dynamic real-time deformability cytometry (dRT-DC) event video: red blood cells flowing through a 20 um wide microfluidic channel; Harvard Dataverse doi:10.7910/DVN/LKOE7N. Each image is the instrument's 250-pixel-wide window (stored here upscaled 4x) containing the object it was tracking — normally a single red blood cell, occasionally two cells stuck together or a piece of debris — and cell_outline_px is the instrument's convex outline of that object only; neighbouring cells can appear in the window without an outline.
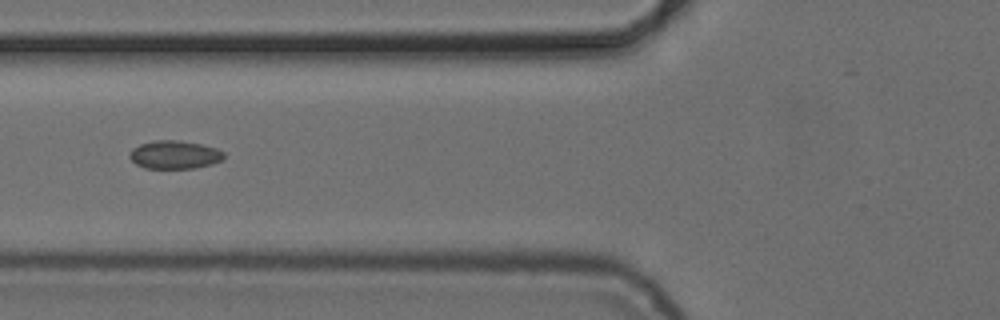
{"species": "common noctule bat (a hibernating species)", "species_latin": "Nyctalus noctula", "temperature_condition": "cold", "stored_images_in_passage": 10, "camera_frame_rate_fps": 3000, "um_per_image_px": 0.085, "animal": {"sex": "female", "body_mass_g": 24.6, "forearm_length_mm": 56.2}, "frame": {"image": 1, "passage_image": 6, "time_ms": 6.0, "image_size_px": [1000, 320], "cell_outline_px": [[224, 156], [220, 160], [212, 164], [192, 168], [144, 168], [136, 164], [128, 156], [128, 152], [132, 148], [140, 144], [152, 140], [176, 140], [200, 144], [216, 148], [224, 152]], "centroid_in_image_um": [14.78, 13.14], "position_along_channel_um": 111.0, "area_um2": 15.49}}
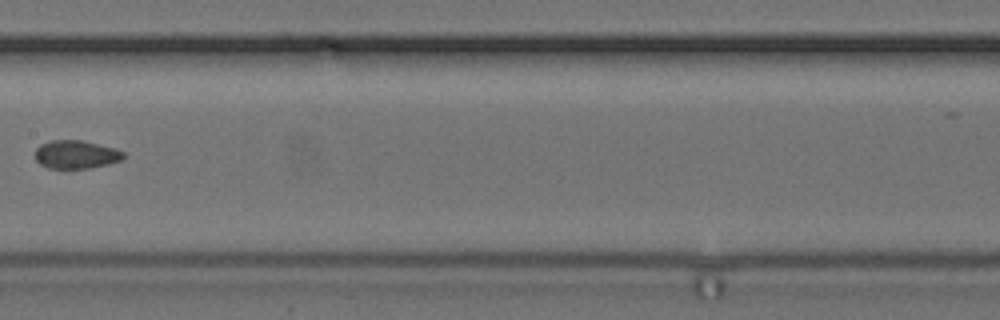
{"frame": {"image": 2, "passage_image": 8, "time_ms": 8.333, "image_size_px": [1000, 320], "cell_outline_px": [[124, 156], [120, 160], [108, 164], [92, 168], [48, 168], [40, 164], [36, 160], [36, 148], [40, 144], [52, 140], [80, 140], [116, 148], [124, 152]], "centroid_in_image_um": [6.46, 13.13], "position_along_channel_um": 200.9, "area_um2": 14.51}}
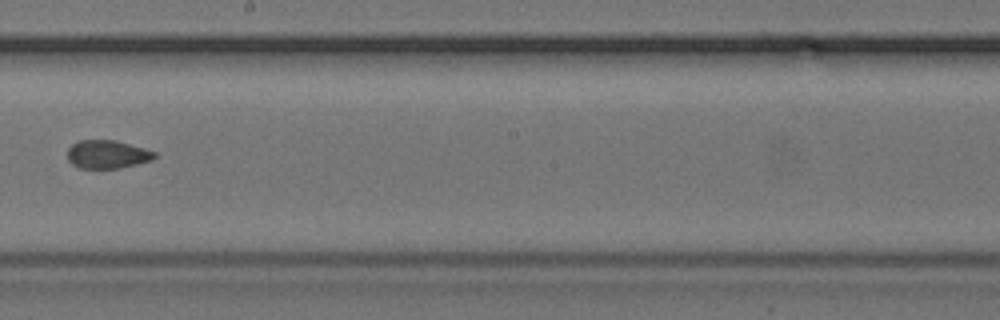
{"frame": {"image": 3, "passage_image": 9, "time_ms": 9.333, "image_size_px": [1000, 320], "cell_outline_px": [[156, 156], [152, 160], [120, 168], [80, 168], [72, 164], [68, 160], [68, 148], [72, 144], [80, 140], [116, 140], [144, 148], [156, 152]], "centroid_in_image_um": [9.12, 13.11], "position_along_channel_um": 239.1, "area_um2": 14.33}}